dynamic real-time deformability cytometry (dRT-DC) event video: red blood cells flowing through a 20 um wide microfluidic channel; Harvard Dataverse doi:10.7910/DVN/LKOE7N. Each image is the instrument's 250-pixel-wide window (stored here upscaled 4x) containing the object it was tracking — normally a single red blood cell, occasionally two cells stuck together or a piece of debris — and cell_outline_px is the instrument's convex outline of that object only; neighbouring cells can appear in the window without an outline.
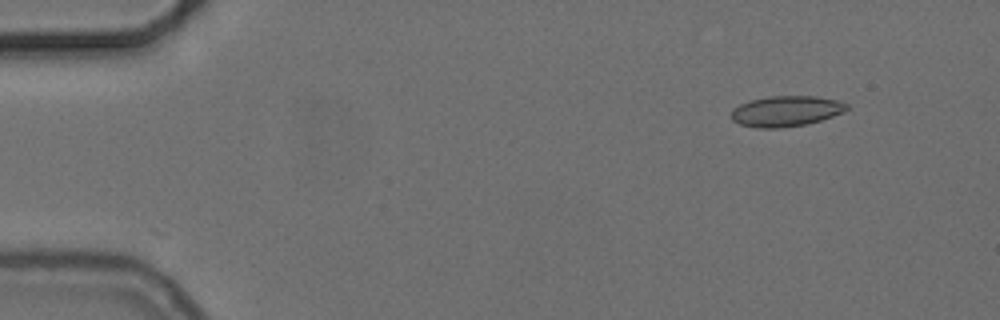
{"species": "common noctule bat (a hibernating species)", "species_latin": "Nyctalus noctula", "temperature_condition": "cold", "stored_images_in_passage": 38, "camera_frame_rate_fps": 3000, "um_per_image_px": 0.085, "animal": {"sex": "female", "body_mass_g": 24.6, "forearm_length_mm": 56.2}, "frame": {"image": 1, "passage_image": 1, "time_ms": 0.0, "image_size_px": [1000, 320], "cell_outline_px": [[848, 108], [844, 112], [820, 120], [804, 124], [780, 128], [756, 128], [740, 124], [732, 120], [732, 108], [748, 100], [768, 96], [816, 96], [836, 100], [848, 104]], "centroid_in_image_um": [66.78, 9.44], "position_along_channel_um": 18.2, "area_um2": 20.58}}
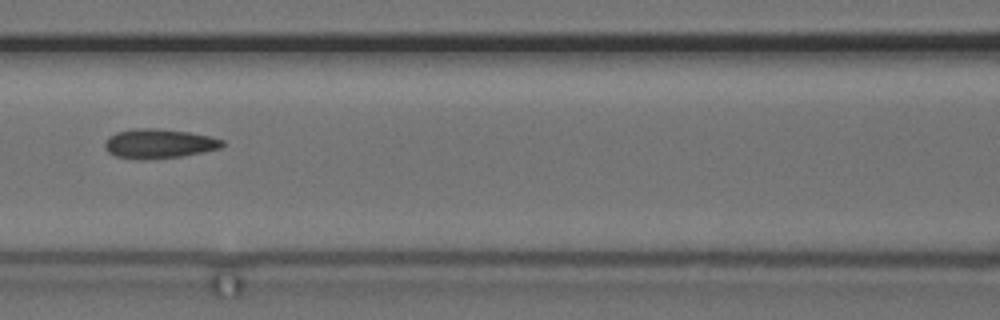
{"frame": {"image": 2, "passage_image": 20, "time_ms": 6.333, "image_size_px": [1000, 320], "cell_outline_px": [[224, 144], [220, 148], [204, 152], [180, 156], [144, 160], [140, 160], [116, 156], [108, 152], [104, 148], [104, 144], [108, 136], [116, 132], [136, 128], [156, 128], [188, 132], [208, 136], [224, 140]], "centroid_in_image_um": [13.47, 12.21], "position_along_channel_um": 153.1, "area_um2": 20.17}}
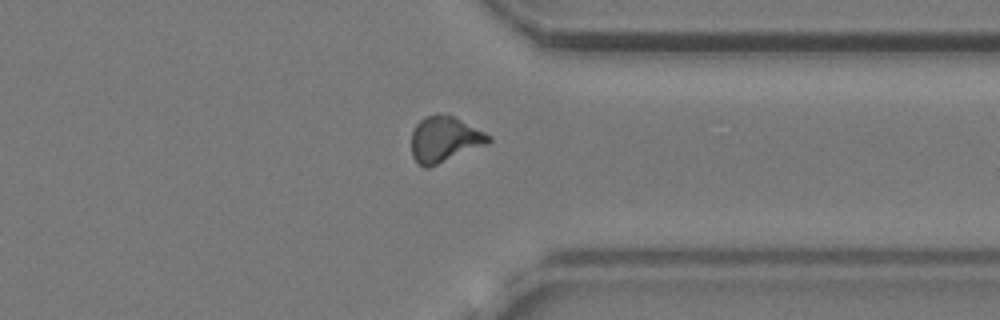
{"frame": {"image": 3, "passage_image": 38, "time_ms": 12.333, "image_size_px": [1000, 320], "cell_outline_px": [[492, 140], [488, 144], [428, 168], [424, 168], [412, 156], [412, 132], [416, 124], [424, 116], [452, 116], [492, 136]], "centroid_in_image_um": [37.79, 11.87], "position_along_channel_um": 373.6, "area_um2": 20.11}, "authors_computed_cell_mechanics": {"area_um2": 19.8543, "velocity_mm_per_s": 3.7218, "shape_relaxation_time_tau1_ms": 3.5577, "shape_relaxation_time_tau2_ms": 2.3187, "deformation_change_tau1": 0.1304, "deformation_change_tau2": 0.1128}}